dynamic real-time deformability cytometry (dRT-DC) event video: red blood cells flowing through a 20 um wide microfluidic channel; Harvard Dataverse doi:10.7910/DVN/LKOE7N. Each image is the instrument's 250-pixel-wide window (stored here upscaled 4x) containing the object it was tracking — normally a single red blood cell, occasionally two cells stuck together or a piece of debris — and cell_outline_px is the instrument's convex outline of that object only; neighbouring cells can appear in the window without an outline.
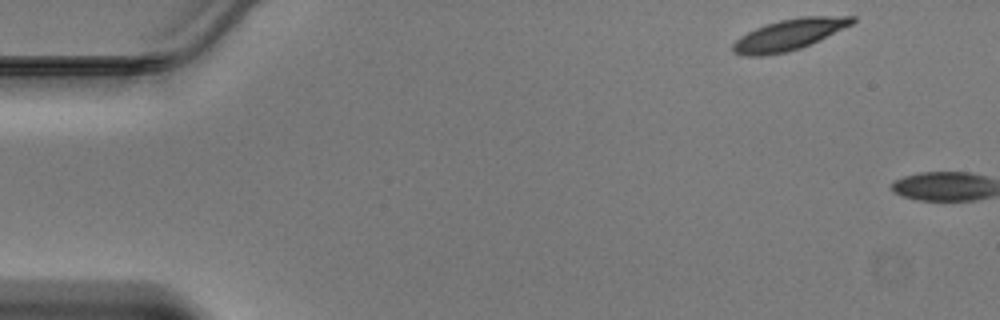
{"species": "Egyptian fruit bat (a non-hibernating species)", "species_latin": "Rousettus aegyptiacus", "temperature_condition": "warm", "stored_images_in_passage": 3, "camera_frame_rate_fps": 3000, "um_per_image_px": 0.085, "animal": {"sex": "male"}, "frame": {"image": 1, "passage_image": 1, "time_ms": 0.0, "image_size_px": [1000, 320], "cell_outline_px": [[856, 20], [852, 24], [800, 48], [788, 52], [760, 56], [744, 56], [732, 52], [732, 44], [740, 36], [756, 28], [780, 20], [800, 16], [856, 16]], "centroid_in_image_um": [67.03, 2.95], "position_along_channel_um": 18.0, "area_um2": 21.33}}